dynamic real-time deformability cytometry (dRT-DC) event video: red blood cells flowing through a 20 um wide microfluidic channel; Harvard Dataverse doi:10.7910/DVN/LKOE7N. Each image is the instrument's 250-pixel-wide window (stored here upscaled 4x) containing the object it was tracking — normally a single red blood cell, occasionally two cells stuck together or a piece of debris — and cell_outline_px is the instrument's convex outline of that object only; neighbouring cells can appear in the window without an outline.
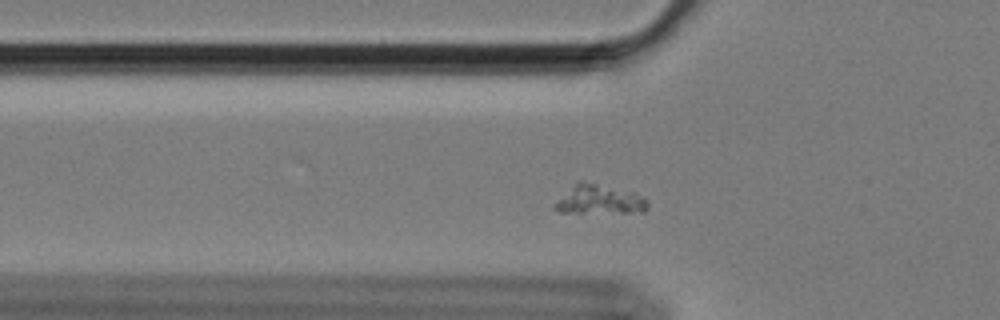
{"species": "Egyptian fruit bat (a non-hibernating species)", "species_latin": "Rousettus aegyptiacus", "temperature_condition": "cold", "stored_images_in_passage": 51, "camera_frame_rate_fps": 3000, "um_per_image_px": 0.085, "animal": {"sex": "female"}, "frame": {"image": 1, "passage_image": 10, "time_ms": 3.0, "image_size_px": [1000, 320], "cell_outline_px": [[648, 208], [644, 212], [560, 212], [552, 208], [552, 204], [580, 180], [636, 192], [644, 196], [648, 200]], "centroid_in_image_um": [50.99, 16.97], "position_along_channel_um": 74.8, "area_um2": 15.84}}
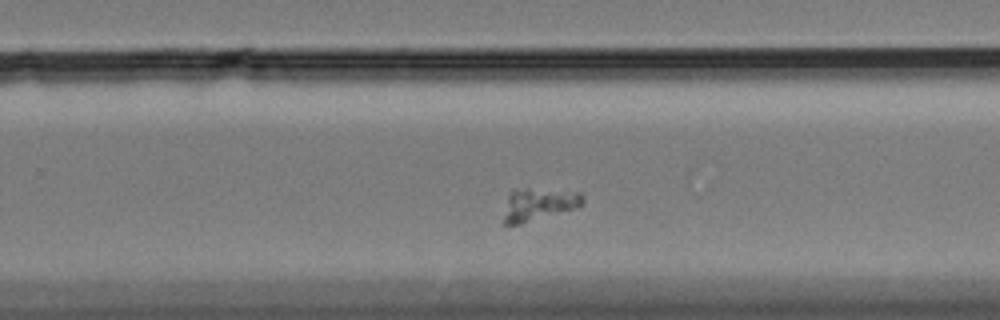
{"frame": {"image": 2, "passage_image": 29, "time_ms": 9.333, "image_size_px": [1000, 320], "cell_outline_px": [[584, 204], [580, 208], [520, 224], [504, 224], [504, 216], [508, 196], [512, 192], [528, 188], [580, 192], [584, 196]], "centroid_in_image_um": [45.88, 17.38], "position_along_channel_um": 283.9, "area_um2": 14.97}}
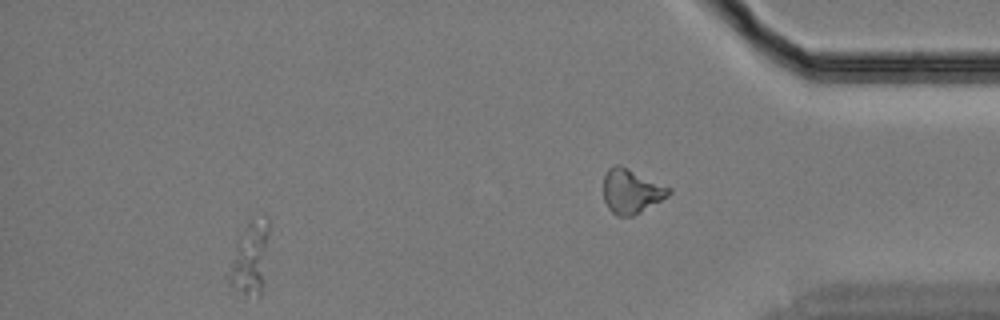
{"frame": {"image": 3, "passage_image": 46, "time_ms": 15.0, "image_size_px": [1000, 320], "cell_outline_px": [[268, 232], [260, 296], [244, 296], [228, 284], [224, 276], [236, 244], [248, 220], [264, 216], [268, 220]], "centroid_in_image_um": [21.17, 21.98], "position_along_channel_um": 414.0, "area_um2": 16.94}}